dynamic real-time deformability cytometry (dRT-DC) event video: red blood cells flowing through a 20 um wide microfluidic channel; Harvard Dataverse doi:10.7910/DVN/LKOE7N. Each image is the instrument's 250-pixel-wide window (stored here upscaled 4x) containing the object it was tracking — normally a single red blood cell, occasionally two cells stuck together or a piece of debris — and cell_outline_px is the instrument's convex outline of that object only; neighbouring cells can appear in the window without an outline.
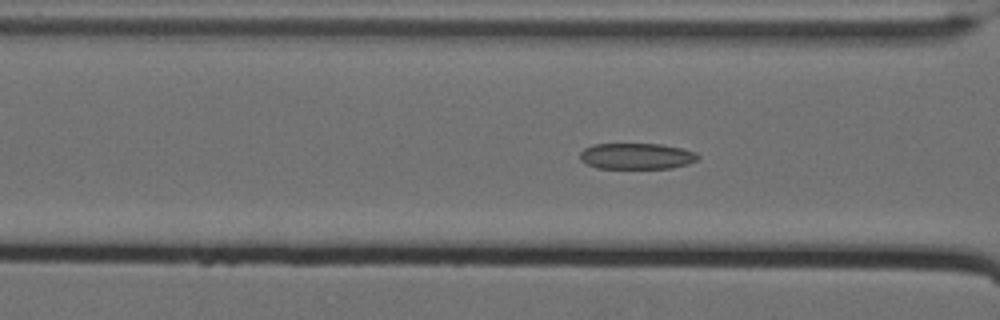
{"species": "Egyptian fruit bat (a non-hibernating species)", "species_latin": "Rousettus aegyptiacus", "temperature_condition": "cold", "stored_images_in_passage": 29, "camera_frame_rate_fps": 3000, "um_per_image_px": 0.085, "animal": {"sex": "female"}, "frame": {"image": 1, "passage_image": 28, "time_ms": 9.0, "image_size_px": [1000, 320], "cell_outline_px": [[700, 156], [696, 160], [688, 164], [672, 168], [596, 168], [580, 160], [580, 152], [584, 148], [592, 144], [660, 144], [680, 148], [696, 152]], "centroid_in_image_um": [54.1, 13.27], "position_along_channel_um": 112.5, "area_um2": 17.92}}